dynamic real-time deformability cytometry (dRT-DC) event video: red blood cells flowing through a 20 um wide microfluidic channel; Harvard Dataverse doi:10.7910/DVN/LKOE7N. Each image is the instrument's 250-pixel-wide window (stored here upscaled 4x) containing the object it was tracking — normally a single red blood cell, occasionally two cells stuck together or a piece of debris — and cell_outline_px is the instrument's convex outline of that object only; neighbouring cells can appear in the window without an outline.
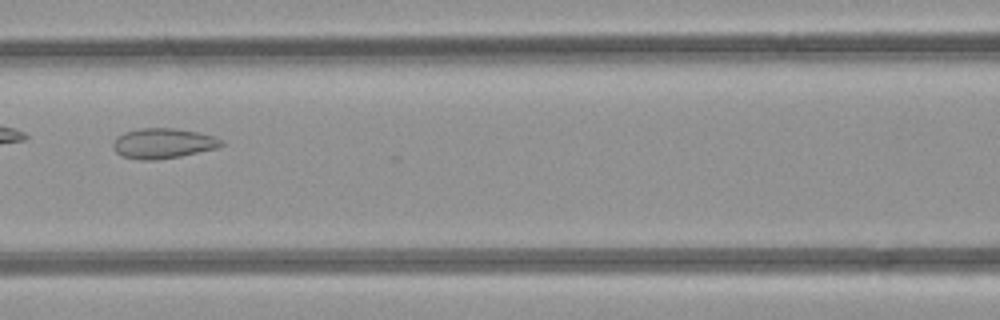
{"species": "common noctule bat (a hibernating species)", "species_latin": "Nyctalus noctula", "temperature_condition": "room temperature", "stored_images_in_passage": 3, "camera_frame_rate_fps": 3000, "um_per_image_px": 0.085, "animal": {"sex": "female", "body_mass_g": 21.9}, "frame": {"image": 1, "passage_image": 3, "time_ms": 2.333, "image_size_px": [1000, 320], "cell_outline_px": [[224, 144], [216, 148], [180, 156], [152, 160], [140, 160], [120, 156], [112, 148], [112, 144], [116, 136], [124, 132], [140, 128], [176, 128], [196, 132], [212, 136], [220, 140]], "centroid_in_image_um": [13.77, 12.18], "position_along_channel_um": 152.8, "area_um2": 18.96}}